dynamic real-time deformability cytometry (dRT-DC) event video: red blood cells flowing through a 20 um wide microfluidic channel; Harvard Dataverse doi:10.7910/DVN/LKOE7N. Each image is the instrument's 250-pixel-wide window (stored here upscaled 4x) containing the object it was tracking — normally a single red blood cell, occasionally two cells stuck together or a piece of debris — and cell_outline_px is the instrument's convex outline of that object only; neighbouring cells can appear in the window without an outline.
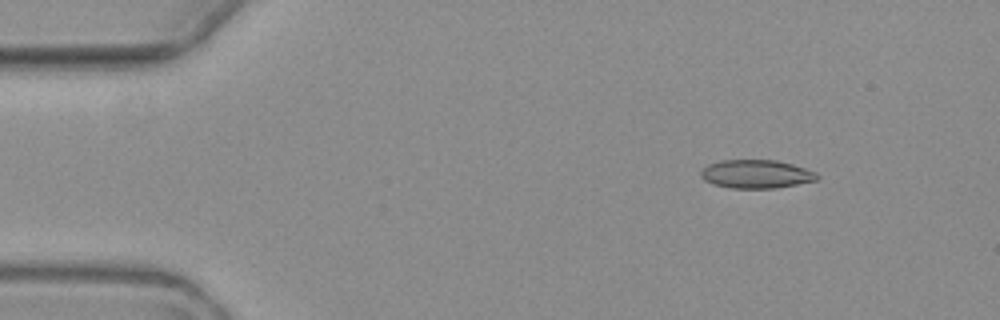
{"species": "common noctule bat (a hibernating species)", "species_latin": "Nyctalus noctula", "temperature_condition": "warm", "stored_images_in_passage": 5, "camera_frame_rate_fps": 3000, "um_per_image_px": 0.085, "animal": {"sex": "female", "body_mass_g": 19.3, "forearm_length_mm": 54.1}, "frame": {"image": 1, "passage_image": 2, "time_ms": 2.0, "image_size_px": [1000, 320], "cell_outline_px": [[820, 176], [816, 180], [776, 188], [732, 188], [712, 184], [704, 180], [700, 176], [700, 172], [708, 164], [720, 160], [776, 160], [792, 164], [816, 172]], "centroid_in_image_um": [64.25, 14.79], "position_along_channel_um": 20.7, "area_um2": 19.25}}